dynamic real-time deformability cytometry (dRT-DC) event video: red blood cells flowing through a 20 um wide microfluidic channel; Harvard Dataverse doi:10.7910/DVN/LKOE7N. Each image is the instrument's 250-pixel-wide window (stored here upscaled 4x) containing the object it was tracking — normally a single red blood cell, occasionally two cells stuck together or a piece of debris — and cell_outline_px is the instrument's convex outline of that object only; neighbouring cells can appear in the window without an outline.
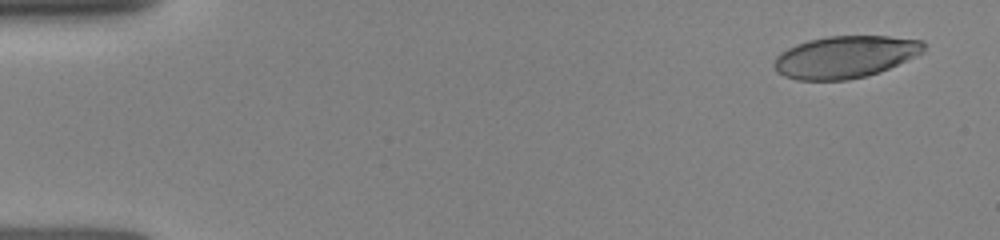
{"species": "human", "species_latin": "Homo sapiens", "temperature_condition": "room temperature", "stored_images_in_passage": 16, "camera_frame_rate_fps": 3000, "um_per_image_px": 0.085, "donor": {"sex": "female"}, "frame": {"image": 1, "passage_image": 2, "time_ms": 0.667, "image_size_px": [1000, 240], "cell_outline_px": [[924, 52], [916, 56], [880, 72], [848, 80], [796, 80], [784, 76], [776, 72], [772, 64], [776, 56], [780, 52], [796, 44], [808, 40], [828, 36], [888, 36], [924, 40]], "centroid_in_image_um": [71.81, 4.84], "position_along_channel_um": 13.2, "area_um2": 36.93}}
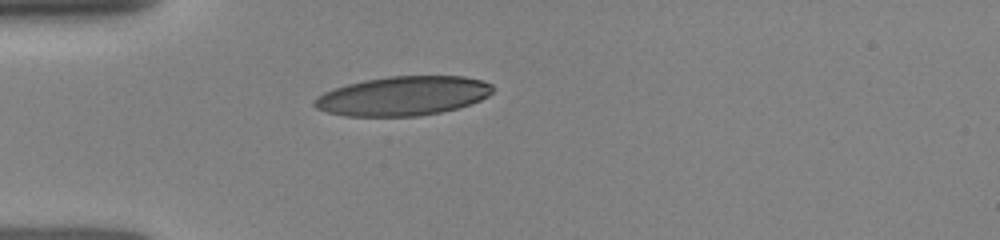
{"frame": {"image": 2, "passage_image": 12, "time_ms": 4.333, "image_size_px": [1000, 240], "cell_outline_px": [[492, 92], [488, 96], [480, 100], [456, 108], [440, 112], [416, 116], [344, 116], [328, 112], [316, 108], [312, 104], [312, 100], [316, 96], [324, 92], [348, 84], [364, 80], [388, 76], [464, 76], [480, 80], [492, 84]], "centroid_in_image_um": [34.22, 8.15], "position_along_channel_um": 50.8, "area_um2": 40.63}}
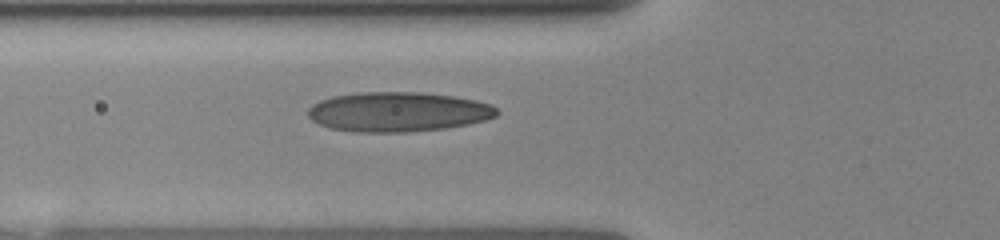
{"frame": {"image": 3, "passage_image": 16, "time_ms": 5.667, "image_size_px": [1000, 240], "cell_outline_px": [[500, 112], [496, 116], [484, 120], [468, 124], [444, 128], [408, 132], [356, 132], [332, 128], [320, 124], [312, 120], [308, 116], [308, 108], [312, 104], [320, 100], [332, 96], [360, 92], [420, 92], [452, 96], [476, 100], [492, 104]], "centroid_in_image_um": [33.84, 9.5], "position_along_channel_um": 92.0, "area_um2": 43.7}}